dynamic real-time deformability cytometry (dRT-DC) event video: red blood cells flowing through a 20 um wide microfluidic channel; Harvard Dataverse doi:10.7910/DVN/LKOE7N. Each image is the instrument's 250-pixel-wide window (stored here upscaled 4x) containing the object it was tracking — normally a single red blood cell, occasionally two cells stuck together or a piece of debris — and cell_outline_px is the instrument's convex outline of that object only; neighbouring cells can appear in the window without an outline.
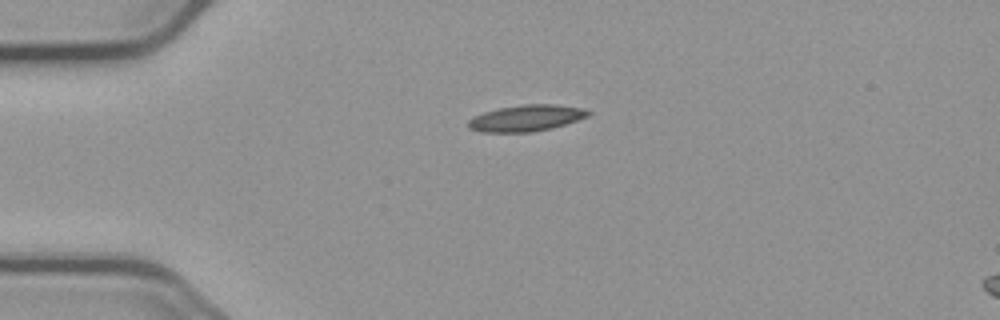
{"species": "common noctule bat (a hibernating species)", "species_latin": "Nyctalus noctula", "temperature_condition": "cold", "stored_images_in_passage": 35, "camera_frame_rate_fps": 3000, "um_per_image_px": 0.085, "animal": {"sex": "male", "body_mass_g": 23.1, "forearm_length_mm": 52.7}, "frame": {"image": 1, "passage_image": 1, "time_ms": 0.0, "image_size_px": [1000, 320], "cell_outline_px": [[592, 112], [588, 116], [552, 128], [532, 132], [480, 132], [468, 128], [468, 120], [484, 112], [500, 108], [520, 104], [556, 104], [584, 108]], "centroid_in_image_um": [44.74, 10.03], "position_along_channel_um": 40.3, "area_um2": 18.38}}
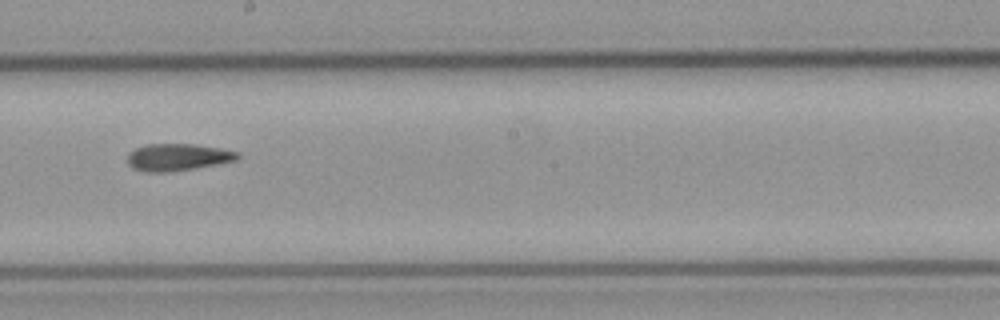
{"frame": {"image": 2, "passage_image": 19, "time_ms": 6.0, "image_size_px": [1000, 320], "cell_outline_px": [[240, 156], [236, 160], [196, 168], [168, 172], [144, 172], [132, 168], [128, 164], [128, 152], [136, 148], [148, 144], [192, 144], [220, 148], [240, 152]], "centroid_in_image_um": [15.09, 13.36], "position_along_channel_um": 233.1, "area_um2": 17.4}}
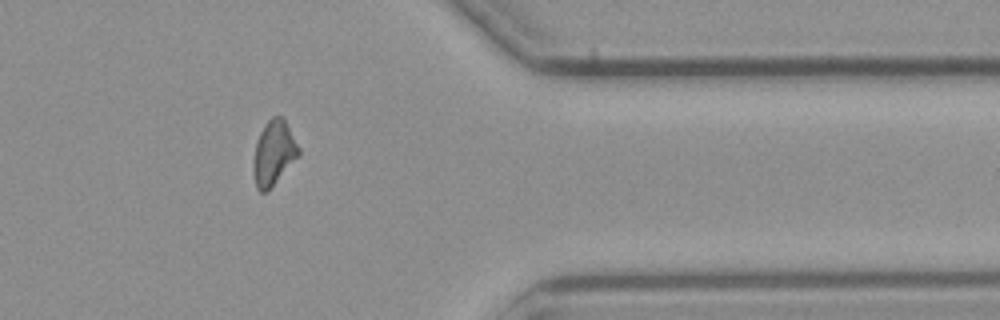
{"frame": {"image": 3, "passage_image": 33, "time_ms": 10.667, "image_size_px": [1000, 320], "cell_outline_px": [[300, 156], [268, 192], [260, 192], [256, 188], [252, 172], [252, 164], [256, 144], [260, 132], [264, 124], [272, 116], [280, 116], [284, 120], [300, 148]], "centroid_in_image_um": [23.26, 13.06], "position_along_channel_um": 388.1, "area_um2": 17.34}, "authors_computed_cell_mechanics": {"area_um2": 17.4556, "velocity_mm_per_s": 3.6886, "shape_relaxation_time_tau1_ms": null, "shape_relaxation_time_tau2_ms": 5.8918, "deformation_change_tau1": null, "deformation_change_tau2": 0.1412}}